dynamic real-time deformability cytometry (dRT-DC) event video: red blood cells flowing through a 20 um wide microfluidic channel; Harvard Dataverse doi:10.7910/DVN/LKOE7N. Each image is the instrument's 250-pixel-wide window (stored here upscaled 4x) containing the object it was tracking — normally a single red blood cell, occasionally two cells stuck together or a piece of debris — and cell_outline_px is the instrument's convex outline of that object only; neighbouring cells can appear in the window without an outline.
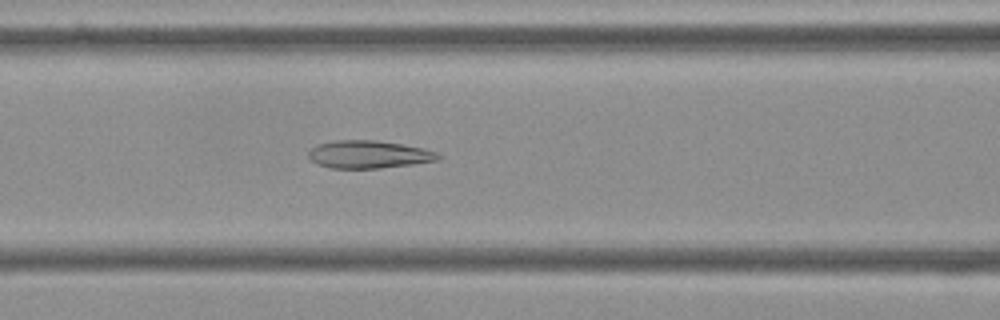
{"species": "Egyptian fruit bat (a non-hibernating species)", "species_latin": "Rousettus aegyptiacus", "temperature_condition": "cold", "stored_images_in_passage": 55, "camera_frame_rate_fps": 3000, "um_per_image_px": 0.085, "frame": {"image": 1, "passage_image": 23, "time_ms": 7.333, "image_size_px": [1000, 320], "cell_outline_px": [[444, 156], [436, 160], [412, 164], [380, 168], [328, 168], [316, 164], [308, 156], [308, 152], [312, 148], [320, 144], [336, 140], [376, 140], [424, 148], [436, 152]], "centroid_in_image_um": [31.34, 13.13], "position_along_channel_um": 135.3, "area_um2": 20.87}}
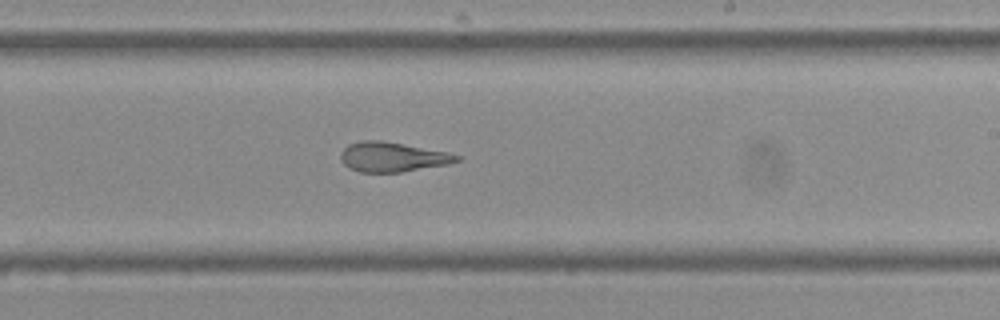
{"frame": {"image": 2, "passage_image": 33, "time_ms": 10.667, "image_size_px": [1000, 320], "cell_outline_px": [[460, 160], [448, 164], [400, 172], [360, 172], [348, 168], [340, 160], [340, 152], [348, 144], [360, 140], [384, 140], [448, 152], [460, 156]], "centroid_in_image_um": [33.32, 13.33], "position_along_channel_um": 255.7, "area_um2": 20.23}}
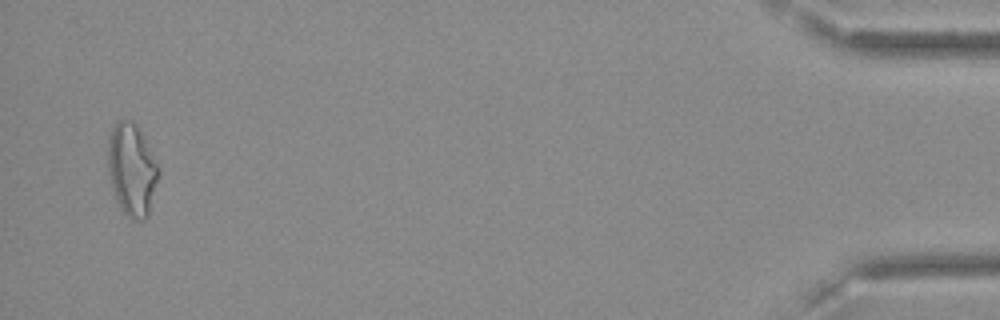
{"frame": {"image": 3, "passage_image": 54, "time_ms": 17.667, "image_size_px": [1000, 320], "cell_outline_px": [[160, 172], [148, 216], [144, 220], [136, 220], [128, 216], [124, 212], [116, 200], [112, 188], [108, 172], [108, 136], [116, 120], [124, 116], [132, 120], [144, 140], [160, 168]], "centroid_in_image_um": [11.19, 14.4], "position_along_channel_um": 424.0, "area_um2": 27.22}, "authors_computed_cell_mechanics": {"area_um2": 22.5998, "velocity_mm_per_s": 3.6145, "shape_relaxation_time_tau1_ms": null, "shape_relaxation_time_tau2_ms": 2.4999, "deformation_change_tau1": null, "deformation_change_tau2": 0.1186}}